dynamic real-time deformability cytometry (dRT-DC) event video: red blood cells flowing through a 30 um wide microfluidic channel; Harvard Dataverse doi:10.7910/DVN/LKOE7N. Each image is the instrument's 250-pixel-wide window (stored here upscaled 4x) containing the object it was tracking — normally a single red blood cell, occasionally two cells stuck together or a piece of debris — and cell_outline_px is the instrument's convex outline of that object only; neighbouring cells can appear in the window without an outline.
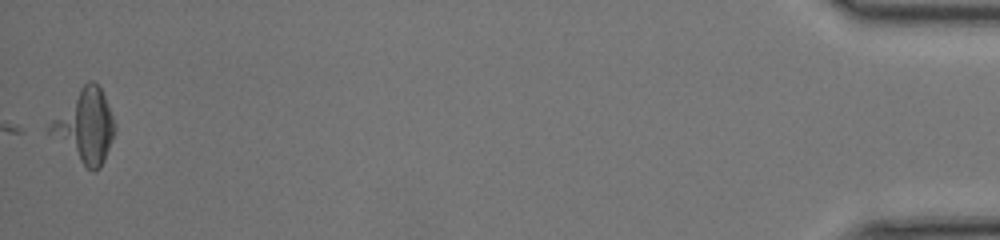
{"species": "common noctule bat (a hibernating species)", "species_latin": "Nyctalus noctula", "temperature_condition": "room temperature", "stored_images_in_passage": 40, "camera_frame_rate_fps": 3000, "um_per_image_px": 0.085, "animal": {"sex": "female", "body_mass_g": 17.0, "forearm_length_mm": 48.0}, "frame": {"image": 1, "passage_image": 40, "time_ms": 13.0, "image_size_px": [1000, 240], "cell_outline_px": [[116, 132], [104, 160], [100, 168], [96, 172], [92, 172], [48, 132], [44, 128], [80, 88], [88, 80], [92, 80], [100, 88], [104, 96], [116, 124]], "centroid_in_image_um": [7.25, 10.73], "position_along_channel_um": 427.9, "area_um2": 27.05}}